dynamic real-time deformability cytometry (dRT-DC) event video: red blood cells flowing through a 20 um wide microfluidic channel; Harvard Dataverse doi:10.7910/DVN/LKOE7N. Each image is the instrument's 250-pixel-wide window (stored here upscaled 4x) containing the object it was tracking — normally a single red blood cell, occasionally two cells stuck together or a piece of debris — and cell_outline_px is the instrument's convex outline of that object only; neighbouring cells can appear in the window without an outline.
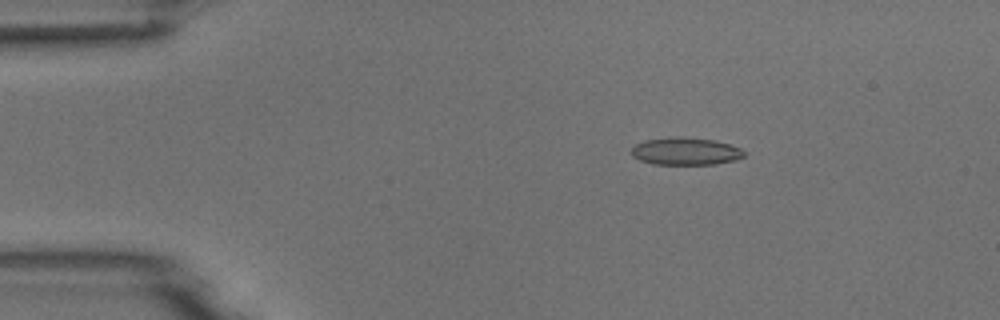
{"species": "common noctule bat (a hibernating species)", "species_latin": "Nyctalus noctula", "temperature_condition": "room temperature", "stored_images_in_passage": 5, "camera_frame_rate_fps": 3000, "um_per_image_px": 0.085, "animal": {"sex": "male", "body_mass_g": 18.8}, "frame": {"image": 1, "passage_image": 3, "time_ms": 2.333, "image_size_px": [1000, 320], "cell_outline_px": [[744, 156], [736, 160], [712, 164], [656, 164], [640, 160], [632, 156], [632, 148], [636, 144], [644, 140], [676, 136], [684, 136], [716, 140], [740, 148], [744, 152]], "centroid_in_image_um": [58.27, 12.84], "position_along_channel_um": 26.7, "area_um2": 18.03}}
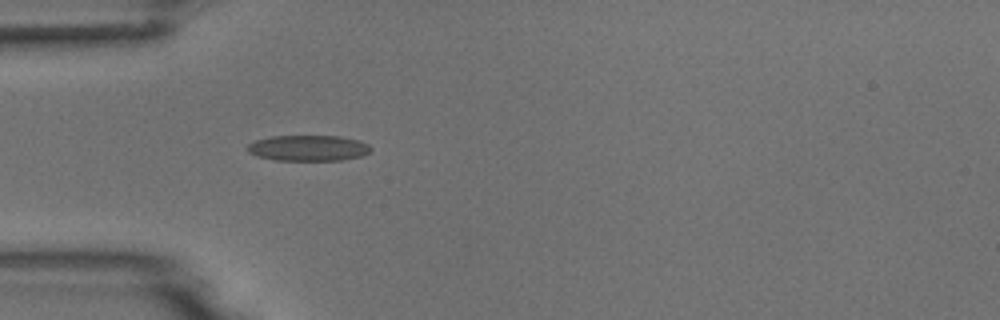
{"frame": {"image": 2, "passage_image": 5, "time_ms": 4.667, "image_size_px": [1000, 320], "cell_outline_px": [[372, 148], [364, 156], [340, 160], [272, 160], [256, 156], [248, 152], [248, 144], [256, 140], [272, 136], [340, 136], [360, 140], [368, 144]], "centroid_in_image_um": [26.22, 12.58], "position_along_channel_um": 58.8, "area_um2": 18.61}}